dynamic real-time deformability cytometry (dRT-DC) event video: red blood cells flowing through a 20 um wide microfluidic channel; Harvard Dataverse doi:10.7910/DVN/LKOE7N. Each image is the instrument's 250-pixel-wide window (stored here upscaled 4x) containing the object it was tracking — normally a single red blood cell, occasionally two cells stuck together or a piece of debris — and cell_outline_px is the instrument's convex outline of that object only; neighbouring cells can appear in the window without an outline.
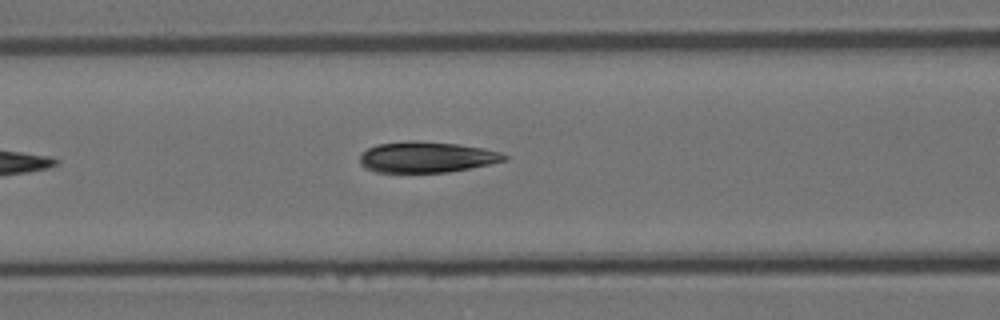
{"species": "Egyptian fruit bat (a non-hibernating species)", "species_latin": "Rousettus aegyptiacus", "temperature_condition": "room temperature", "stored_images_in_passage": 4, "camera_frame_rate_fps": 3000, "um_per_image_px": 0.085, "animal": {"sex": "female"}, "frame": {"image": 1, "passage_image": 4, "time_ms": 1.0, "image_size_px": [1000, 320], "cell_outline_px": [[508, 160], [448, 172], [376, 172], [364, 168], [360, 164], [360, 156], [368, 148], [376, 144], [456, 144], [484, 148], [500, 152], [508, 156]], "centroid_in_image_um": [36.29, 13.41], "position_along_channel_um": 130.3, "area_um2": 24.74}}